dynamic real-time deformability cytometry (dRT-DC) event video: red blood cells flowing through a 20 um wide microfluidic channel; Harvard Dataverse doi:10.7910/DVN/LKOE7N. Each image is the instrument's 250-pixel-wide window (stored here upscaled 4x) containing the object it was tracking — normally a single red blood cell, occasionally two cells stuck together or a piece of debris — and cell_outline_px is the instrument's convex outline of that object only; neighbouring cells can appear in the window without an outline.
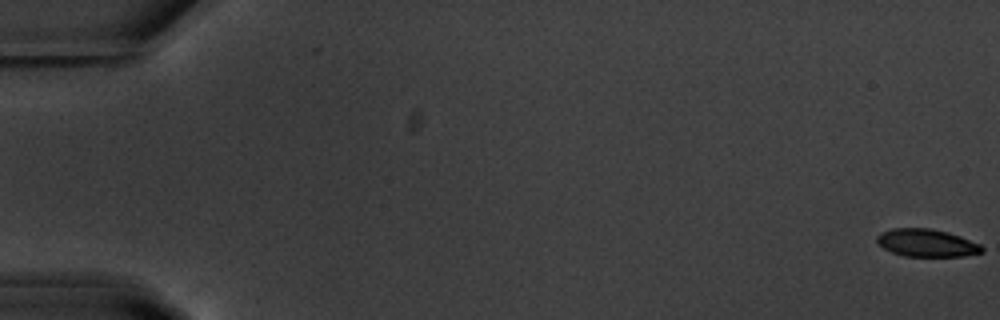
{"species": "common noctule bat (a hibernating species)", "species_latin": "Nyctalus noctula", "temperature_condition": "warm", "stored_images_in_passage": 56, "camera_frame_rate_fps": 3000, "um_per_image_px": 0.085, "animal": {"sex": "male", "body_mass_g": 20.1, "forearm_length_mm": 53.5}, "frame": {"image": 1, "passage_image": 1, "time_ms": 0.0, "image_size_px": [1000, 320], "cell_outline_px": [[984, 252], [964, 256], [904, 256], [892, 252], [884, 248], [876, 240], [876, 236], [880, 232], [892, 228], [928, 228], [948, 232], [960, 236], [980, 244], [984, 248]], "centroid_in_image_um": [78.77, 20.64], "position_along_channel_um": 6.2, "area_um2": 16.94}}
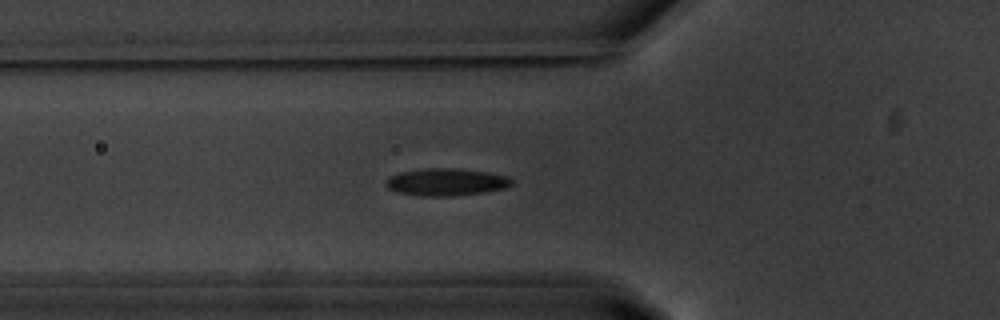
{"frame": {"image": 2, "passage_image": 21, "time_ms": 6.667, "image_size_px": [1000, 320], "cell_outline_px": [[512, 184], [504, 188], [484, 192], [452, 196], [420, 196], [396, 192], [388, 188], [384, 184], [388, 176], [400, 172], [420, 168], [460, 168], [488, 172], [508, 176], [512, 180]], "centroid_in_image_um": [37.88, 15.46], "position_along_channel_um": 87.9, "area_um2": 20.29}}
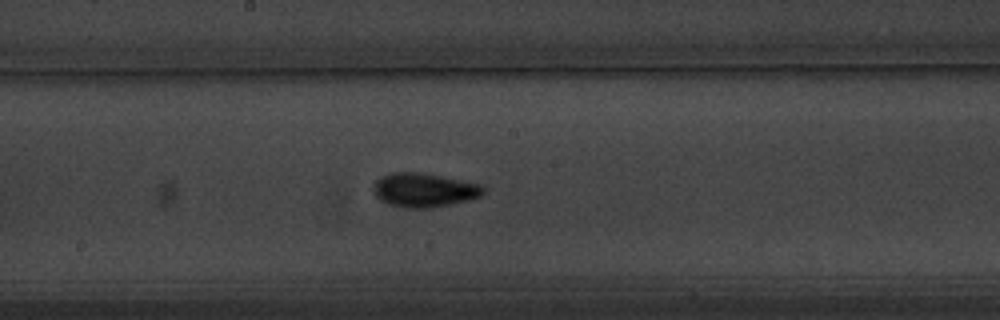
{"frame": {"image": 3, "passage_image": 31, "time_ms": 10.0, "image_size_px": [1000, 320], "cell_outline_px": [[484, 192], [480, 196], [468, 200], [432, 208], [404, 208], [388, 204], [380, 200], [376, 196], [376, 180], [380, 176], [392, 172], [420, 172], [480, 184], [484, 188]], "centroid_in_image_um": [36.04, 16.16], "position_along_channel_um": 212.2, "area_um2": 21.56}, "authors_computed_cell_mechanics": {"area_um2": 19.2185, "velocity_mm_per_s": 3.7038, "shape_relaxation_time_tau1_ms": 3.3925, "shape_relaxation_time_tau2_ms": 1.6412, "deformation_change_tau1": 0.1223, "deformation_change_tau2": 0.0629}}